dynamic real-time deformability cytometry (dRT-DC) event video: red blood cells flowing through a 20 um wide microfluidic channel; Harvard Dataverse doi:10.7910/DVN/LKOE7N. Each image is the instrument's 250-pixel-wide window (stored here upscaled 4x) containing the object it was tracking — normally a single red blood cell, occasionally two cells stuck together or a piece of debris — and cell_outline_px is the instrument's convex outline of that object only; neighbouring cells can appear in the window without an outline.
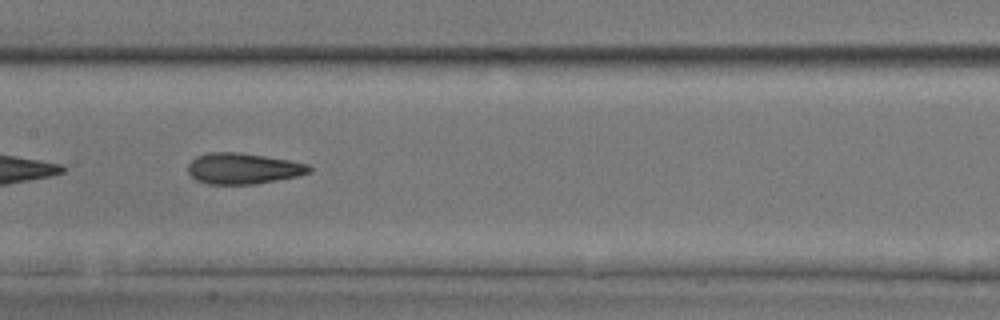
{"species": "common noctule bat (a hibernating species)", "species_latin": "Nyctalus noctula", "temperature_condition": "room temperature", "stored_images_in_passage": 36, "camera_frame_rate_fps": 3000, "um_per_image_px": 0.085, "animal": {"sex": "male", "body_mass_g": 17.9, "forearm_length_mm": 54.2}, "frame": {"image": 1, "passage_image": 26, "time_ms": 8.333, "image_size_px": [1000, 320], "cell_outline_px": [[312, 172], [296, 176], [256, 184], [208, 184], [196, 180], [188, 172], [188, 164], [196, 156], [208, 152], [240, 152], [288, 160], [308, 164], [312, 168]], "centroid_in_image_um": [20.65, 14.32], "position_along_channel_um": 186.8, "area_um2": 21.85}}